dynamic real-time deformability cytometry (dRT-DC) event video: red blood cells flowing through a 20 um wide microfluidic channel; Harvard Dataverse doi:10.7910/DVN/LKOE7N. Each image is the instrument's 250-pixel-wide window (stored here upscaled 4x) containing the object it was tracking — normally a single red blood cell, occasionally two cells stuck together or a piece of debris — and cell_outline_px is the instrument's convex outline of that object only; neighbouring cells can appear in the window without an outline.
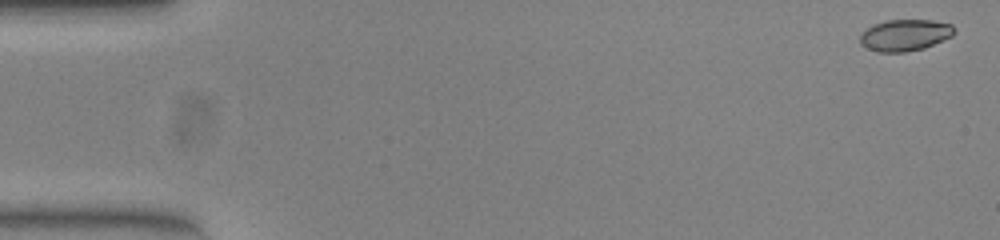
{"species": "common noctule bat (a hibernating species)", "species_latin": "Nyctalus noctula", "temperature_condition": "warm", "stored_images_in_passage": 49, "camera_frame_rate_fps": 3000, "um_per_image_px": 0.085, "animal": {"sex": "female", "body_mass_g": 23.0, "forearm_length_mm": 53.4}, "frame": {"image": 1, "passage_image": 1, "time_ms": 0.0, "image_size_px": [1000, 240], "cell_outline_px": [[956, 32], [952, 36], [924, 48], [904, 52], [876, 52], [860, 44], [860, 36], [872, 24], [888, 20], [932, 20], [952, 24], [956, 28]], "centroid_in_image_um": [76.95, 2.98], "position_along_channel_um": 8.1, "area_um2": 17.34}}
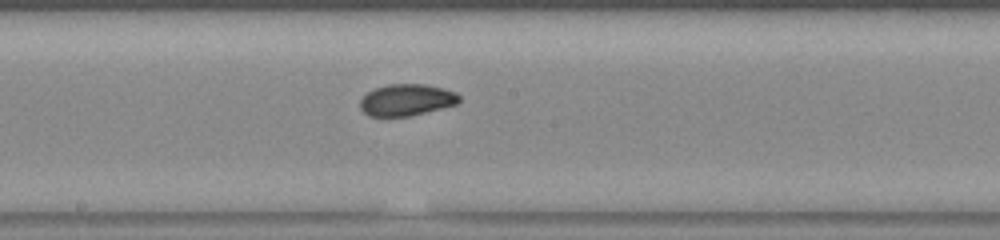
{"frame": {"image": 2, "passage_image": 28, "time_ms": 9.0, "image_size_px": [1000, 240], "cell_outline_px": [[460, 100], [456, 104], [408, 116], [368, 116], [360, 108], [360, 100], [368, 92], [376, 88], [388, 84], [424, 84], [444, 88], [456, 92], [460, 96]], "centroid_in_image_um": [34.55, 8.48], "position_along_channel_um": 213.6, "area_um2": 18.09}}
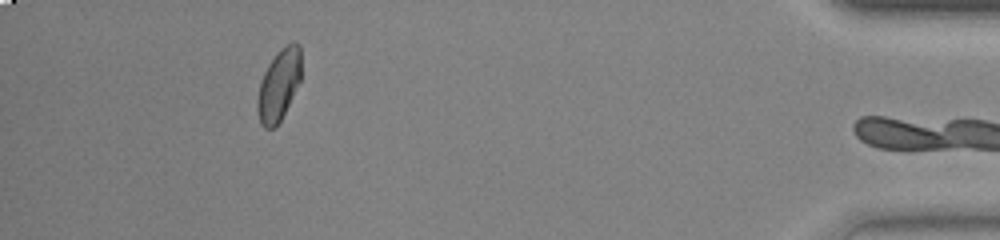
{"frame": {"image": 3, "passage_image": 48, "time_ms": 15.667, "image_size_px": [1000, 240], "cell_outline_px": [[300, 80], [280, 120], [272, 128], [264, 128], [260, 124], [256, 108], [256, 100], [260, 80], [268, 64], [276, 52], [284, 44], [292, 40], [300, 44]], "centroid_in_image_um": [23.67, 7.17], "position_along_channel_um": 411.5, "area_um2": 18.26}, "authors_computed_cell_mechanics": {"area_um2": 18.3226, "velocity_mm_per_s": 3.904, "shape_relaxation_time_tau1_ms": 4.2025, "shape_relaxation_time_tau2_ms": 0.5395, "deformation_change_tau1": 0.1155, "deformation_change_tau2": 0.0333}}